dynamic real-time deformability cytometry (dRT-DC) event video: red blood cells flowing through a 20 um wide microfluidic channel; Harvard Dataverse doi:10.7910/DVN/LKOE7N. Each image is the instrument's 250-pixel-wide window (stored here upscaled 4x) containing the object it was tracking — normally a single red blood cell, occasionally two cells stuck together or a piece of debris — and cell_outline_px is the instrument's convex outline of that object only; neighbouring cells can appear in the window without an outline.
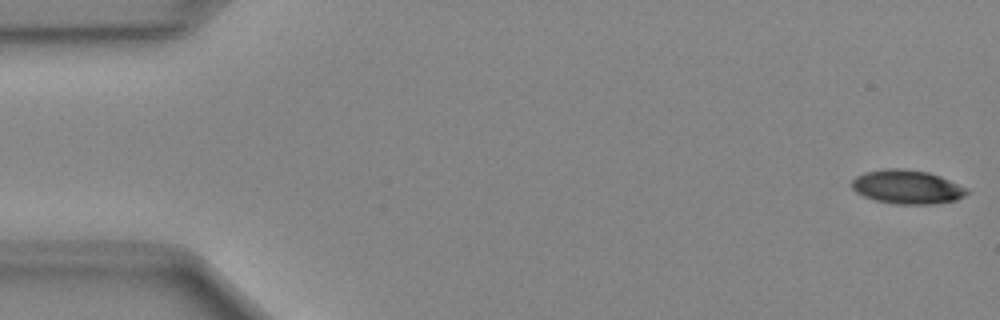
{"species": "Egyptian fruit bat (a non-hibernating species)", "species_latin": "Rousettus aegyptiacus", "temperature_condition": "cold", "stored_images_in_passage": 49, "camera_frame_rate_fps": 3000, "um_per_image_px": 0.085, "animal": {"sex": "female"}, "frame": {"image": 1, "passage_image": 1, "time_ms": 0.0, "image_size_px": [1000, 320], "cell_outline_px": [[968, 192], [964, 196], [956, 200], [936, 204], [896, 204], [876, 200], [864, 196], [856, 192], [852, 188], [852, 180], [856, 176], [864, 172], [884, 168], [904, 168], [928, 172], [940, 176], [968, 188]], "centroid_in_image_um": [77.11, 15.88], "position_along_channel_um": 7.9, "area_um2": 22.83}}
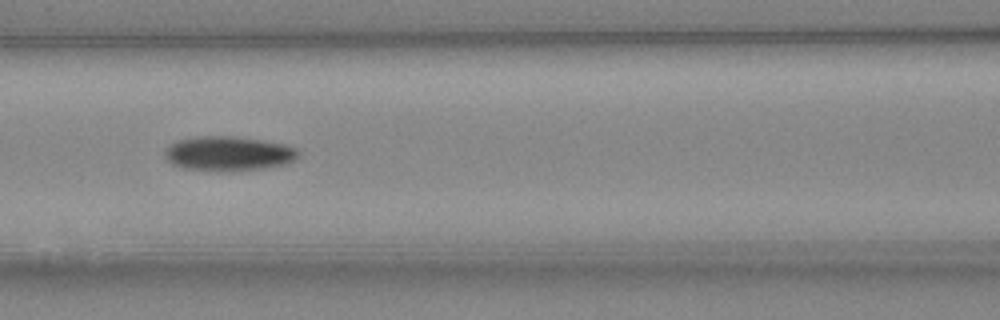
{"frame": {"image": 2, "passage_image": 21, "time_ms": 6.667, "image_size_px": [1000, 320], "cell_outline_px": [[300, 156], [288, 164], [264, 168], [232, 172], [224, 172], [184, 168], [172, 164], [164, 156], [164, 152], [172, 144], [180, 140], [196, 136], [232, 136], [260, 140], [284, 144], [296, 148], [300, 152]], "centroid_in_image_um": [19.46, 13.07], "position_along_channel_um": 147.1, "area_um2": 27.05}}
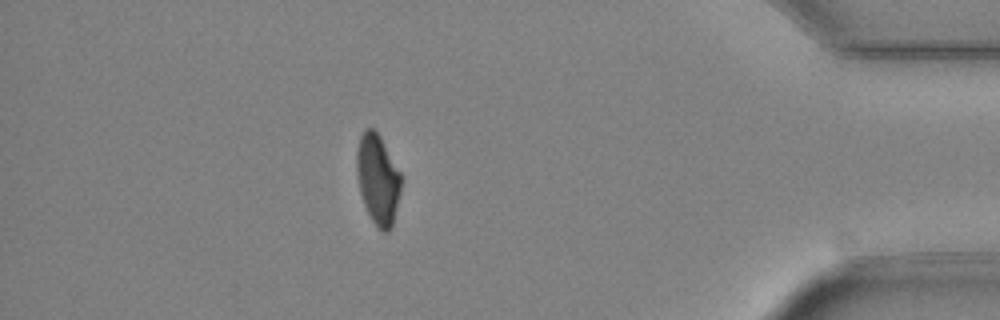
{"frame": {"image": 3, "passage_image": 43, "time_ms": 14.0, "image_size_px": [1000, 320], "cell_outline_px": [[400, 192], [392, 228], [388, 232], [384, 232], [372, 220], [364, 204], [360, 192], [356, 172], [356, 152], [360, 136], [364, 128], [372, 128], [380, 136], [400, 172]], "centroid_in_image_um": [32.1, 15.22], "position_along_channel_um": 403.1, "area_um2": 23.06}}